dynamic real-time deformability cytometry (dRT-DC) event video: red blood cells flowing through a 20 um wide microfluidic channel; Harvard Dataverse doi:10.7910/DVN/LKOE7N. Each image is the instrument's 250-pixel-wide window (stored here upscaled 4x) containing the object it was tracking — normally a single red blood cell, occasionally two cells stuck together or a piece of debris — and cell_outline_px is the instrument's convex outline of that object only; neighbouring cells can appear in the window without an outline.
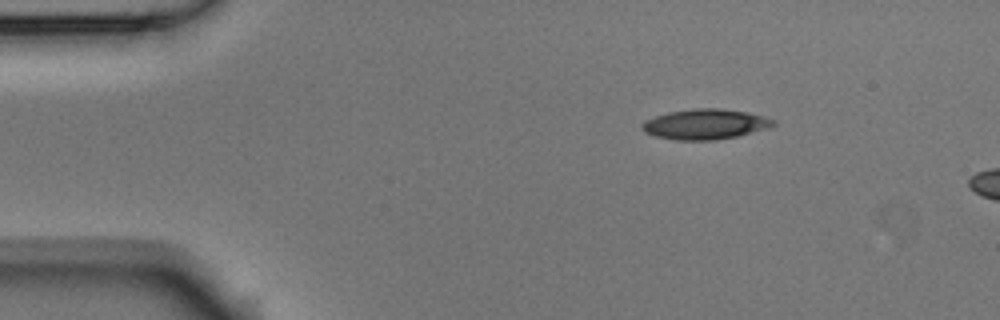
{"species": "Egyptian fruit bat (a non-hibernating species)", "species_latin": "Rousettus aegyptiacus", "temperature_condition": "room temperature", "stored_images_in_passage": 3, "camera_frame_rate_fps": 3000, "um_per_image_px": 0.085, "animal": {"sex": "male"}, "frame": {"image": 1, "passage_image": 1, "time_ms": 0.0, "image_size_px": [1000, 320], "cell_outline_px": [[776, 124], [768, 128], [736, 136], [716, 140], [676, 140], [656, 136], [644, 132], [640, 128], [640, 124], [644, 120], [668, 112], [692, 108], [720, 108], [748, 112], [764, 116], [776, 120]], "centroid_in_image_um": [59.93, 10.55], "position_along_channel_um": 25.1, "area_um2": 23.29}}